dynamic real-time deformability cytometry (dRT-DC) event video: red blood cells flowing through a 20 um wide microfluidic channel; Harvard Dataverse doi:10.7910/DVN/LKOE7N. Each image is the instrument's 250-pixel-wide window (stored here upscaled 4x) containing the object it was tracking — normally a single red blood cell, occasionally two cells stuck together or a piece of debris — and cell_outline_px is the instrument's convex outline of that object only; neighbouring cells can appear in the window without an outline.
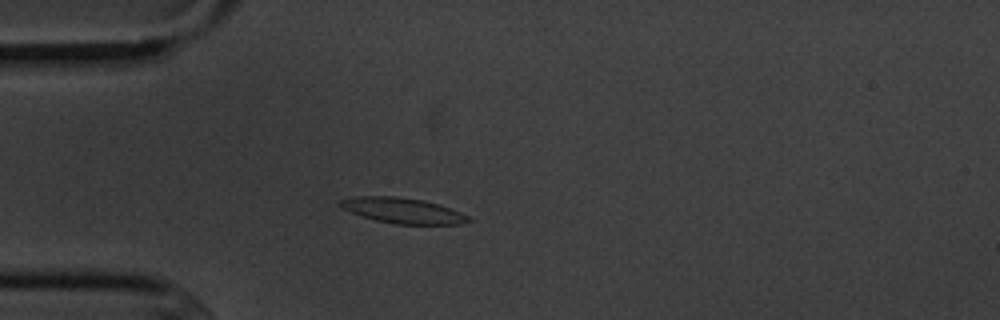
{"species": "common noctule bat (a hibernating species)", "species_latin": "Nyctalus noctula", "temperature_condition": "cold", "stored_images_in_passage": 5, "camera_frame_rate_fps": 3000, "um_per_image_px": 0.085, "animal": {"sex": "male", "body_mass_g": 20.1, "forearm_length_mm": 53.5}, "frame": {"image": 1, "passage_image": 5, "time_ms": 4.667, "image_size_px": [1000, 320], "cell_outline_px": [[472, 220], [460, 224], [392, 224], [376, 220], [352, 212], [336, 204], [340, 200], [356, 196], [396, 196], [424, 200], [460, 212], [468, 216]], "centroid_in_image_um": [34.22, 17.89], "position_along_channel_um": 50.8, "area_um2": 18.79}}